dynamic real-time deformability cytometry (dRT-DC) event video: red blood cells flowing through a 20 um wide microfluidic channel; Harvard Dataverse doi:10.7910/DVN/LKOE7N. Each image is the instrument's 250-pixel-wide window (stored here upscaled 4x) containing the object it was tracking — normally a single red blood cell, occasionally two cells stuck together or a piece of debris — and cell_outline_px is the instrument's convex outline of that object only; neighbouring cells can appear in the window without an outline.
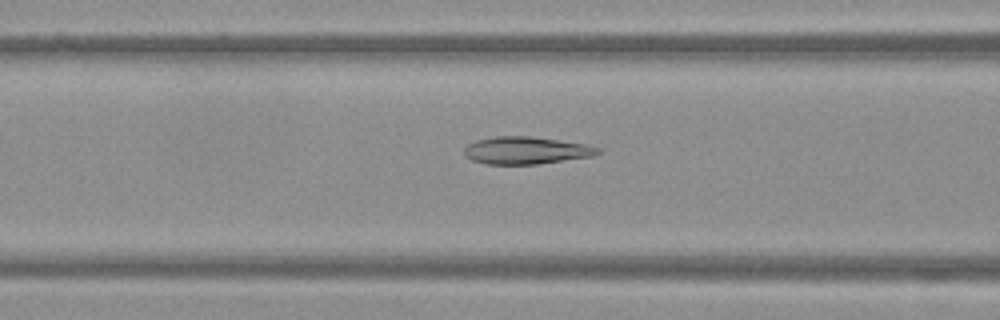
{"species": "Egyptian fruit bat (a non-hibernating species)", "species_latin": "Rousettus aegyptiacus", "temperature_condition": "warm", "stored_images_in_passage": 42, "camera_frame_rate_fps": 3000, "um_per_image_px": 0.085, "frame": {"image": 1, "passage_image": 16, "time_ms": 5.0, "image_size_px": [1000, 320], "cell_outline_px": [[600, 152], [596, 156], [536, 164], [484, 164], [472, 160], [464, 156], [464, 148], [468, 144], [476, 140], [496, 136], [528, 136], [584, 144], [600, 148]], "centroid_in_image_um": [44.69, 12.79], "position_along_channel_um": 121.9, "area_um2": 21.27}}
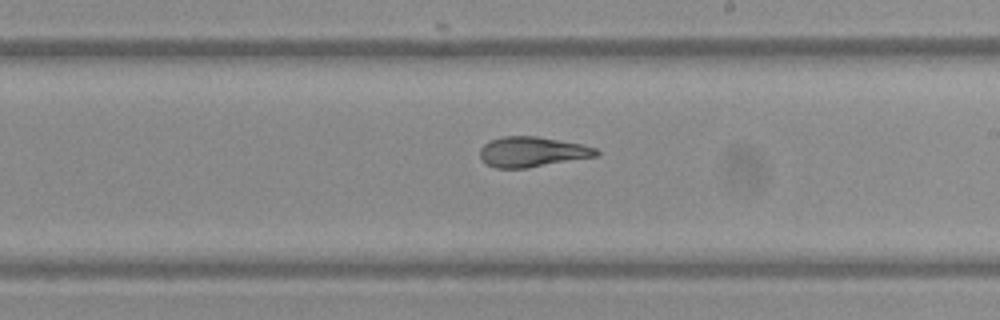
{"frame": {"image": 2, "passage_image": 25, "time_ms": 8.0, "image_size_px": [1000, 320], "cell_outline_px": [[600, 152], [596, 156], [528, 168], [496, 168], [480, 160], [480, 148], [488, 140], [500, 136], [536, 136], [580, 144], [596, 148]], "centroid_in_image_um": [45.18, 12.9], "position_along_channel_um": 243.8, "area_um2": 20.46}}
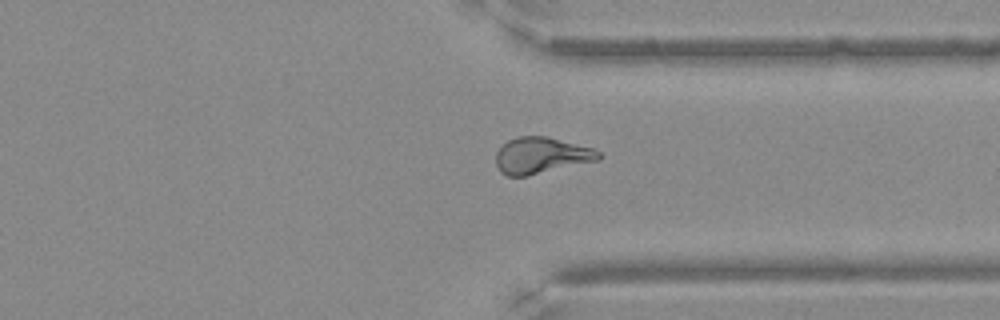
{"frame": {"image": 3, "passage_image": 34, "time_ms": 11.0, "image_size_px": [1000, 320], "cell_outline_px": [[604, 156], [600, 160], [528, 176], [508, 176], [500, 172], [496, 164], [496, 152], [508, 140], [516, 136], [548, 136], [592, 148], [600, 152]], "centroid_in_image_um": [46.03, 13.22], "position_along_channel_um": 365.4, "area_um2": 21.96}}